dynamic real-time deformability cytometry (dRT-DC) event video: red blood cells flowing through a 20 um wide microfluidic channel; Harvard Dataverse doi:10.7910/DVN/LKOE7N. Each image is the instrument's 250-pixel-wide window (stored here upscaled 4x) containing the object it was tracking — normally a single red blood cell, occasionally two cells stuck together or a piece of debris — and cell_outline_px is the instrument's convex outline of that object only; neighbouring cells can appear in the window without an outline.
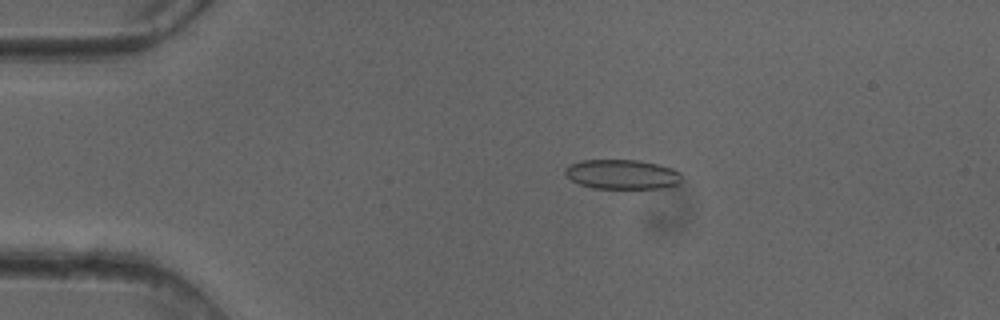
{"species": "common noctule bat (a hibernating species)", "species_latin": "Nyctalus noctula", "temperature_condition": "cold", "stored_images_in_passage": 49, "camera_frame_rate_fps": 3000, "um_per_image_px": 0.085, "animal": {"sex": "female"}, "frame": {"image": 1, "passage_image": 9, "time_ms": 2.667, "image_size_px": [1000, 320], "cell_outline_px": [[680, 184], [664, 188], [592, 188], [580, 184], [572, 180], [564, 172], [564, 168], [580, 160], [640, 160], [672, 168], [680, 172]], "centroid_in_image_um": [52.89, 14.82], "position_along_channel_um": 32.1, "area_um2": 20.06}}
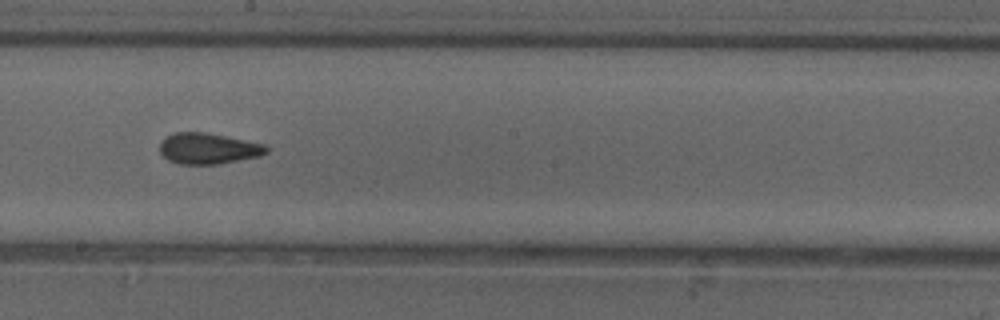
{"frame": {"image": 2, "passage_image": 27, "time_ms": 8.667, "image_size_px": [1000, 320], "cell_outline_px": [[268, 152], [260, 156], [220, 164], [180, 164], [168, 160], [160, 152], [160, 140], [176, 132], [204, 132], [264, 144], [268, 148]], "centroid_in_image_um": [17.69, 12.63], "position_along_channel_um": 230.5, "area_um2": 19.13}}
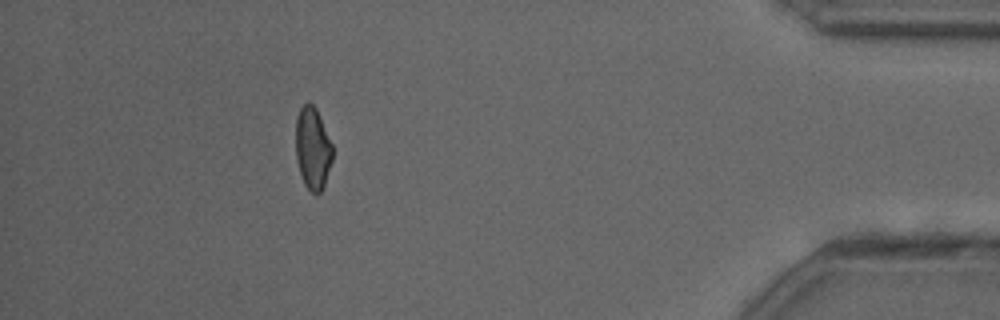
{"frame": {"image": 3, "passage_image": 44, "time_ms": 14.333, "image_size_px": [1000, 320], "cell_outline_px": [[332, 160], [324, 188], [320, 192], [312, 192], [304, 184], [296, 160], [296, 116], [300, 108], [308, 100], [316, 108], [332, 144]], "centroid_in_image_um": [26.57, 12.59], "position_along_channel_um": 408.6, "area_um2": 17.63}, "authors_computed_cell_mechanics": {"area_um2": 19.2474, "velocity_mm_per_s": 4.1162, "shape_relaxation_time_tau1_ms": null, "shape_relaxation_time_tau2_ms": 2.0385, "deformation_change_tau1": null, "deformation_change_tau2": 0.0906}}